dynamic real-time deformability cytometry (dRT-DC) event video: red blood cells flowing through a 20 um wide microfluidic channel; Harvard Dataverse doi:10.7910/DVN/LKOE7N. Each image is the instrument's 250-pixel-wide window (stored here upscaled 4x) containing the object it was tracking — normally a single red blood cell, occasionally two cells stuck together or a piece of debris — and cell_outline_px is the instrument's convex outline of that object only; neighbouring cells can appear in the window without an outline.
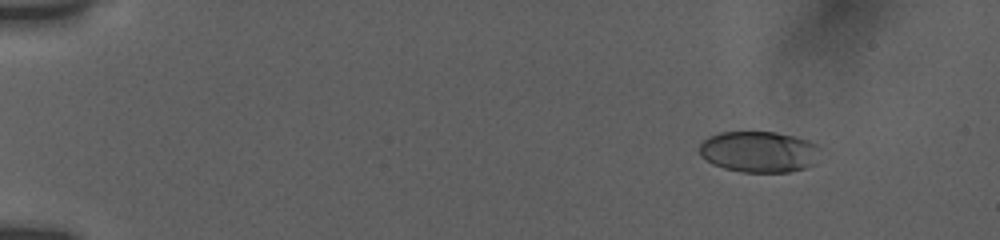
{"species": "human", "species_latin": "Homo sapiens", "temperature_condition": "room temperature", "stored_images_in_passage": 18, "camera_frame_rate_fps": 3000, "um_per_image_px": 0.085, "donor": {"sex": "female"}, "frame": {"image": 1, "passage_image": 3, "time_ms": 2.0, "image_size_px": [1000, 240], "cell_outline_px": [[820, 148], [812, 164], [804, 168], [788, 172], [744, 172], [724, 168], [712, 164], [700, 156], [700, 144], [708, 136], [720, 132], [776, 132], [796, 136], [808, 140], [816, 144]], "centroid_in_image_um": [64.48, 12.89], "position_along_channel_um": 20.5, "area_um2": 28.9}}
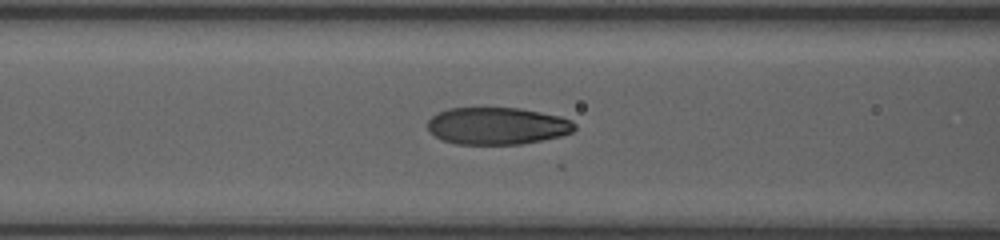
{"frame": {"image": 2, "passage_image": 12, "time_ms": 8.0, "image_size_px": [1000, 240], "cell_outline_px": [[576, 128], [572, 132], [560, 136], [520, 144], [456, 144], [444, 140], [428, 132], [428, 120], [432, 116], [448, 108], [520, 108], [560, 116], [572, 120], [576, 124]], "centroid_in_image_um": [42.27, 10.7], "position_along_channel_um": 124.3, "area_um2": 31.79}}
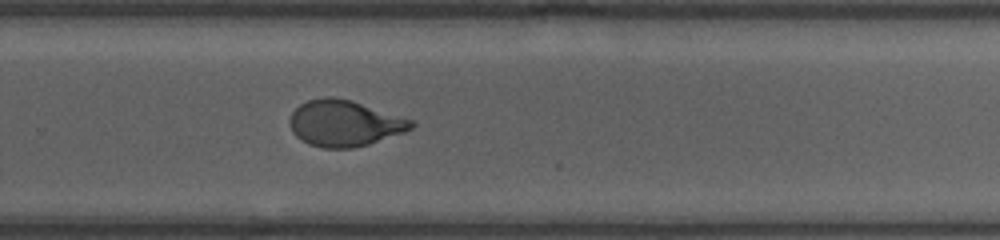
{"frame": {"image": 3, "passage_image": 18, "time_ms": 12.667, "image_size_px": [1000, 240], "cell_outline_px": [[416, 124], [412, 128], [404, 132], [368, 144], [352, 148], [324, 148], [308, 144], [300, 140], [292, 132], [288, 124], [288, 120], [292, 112], [300, 104], [308, 100], [324, 96], [332, 96], [352, 100], [412, 120]], "centroid_in_image_um": [29.23, 10.47], "position_along_channel_um": 300.6, "area_um2": 32.77}}